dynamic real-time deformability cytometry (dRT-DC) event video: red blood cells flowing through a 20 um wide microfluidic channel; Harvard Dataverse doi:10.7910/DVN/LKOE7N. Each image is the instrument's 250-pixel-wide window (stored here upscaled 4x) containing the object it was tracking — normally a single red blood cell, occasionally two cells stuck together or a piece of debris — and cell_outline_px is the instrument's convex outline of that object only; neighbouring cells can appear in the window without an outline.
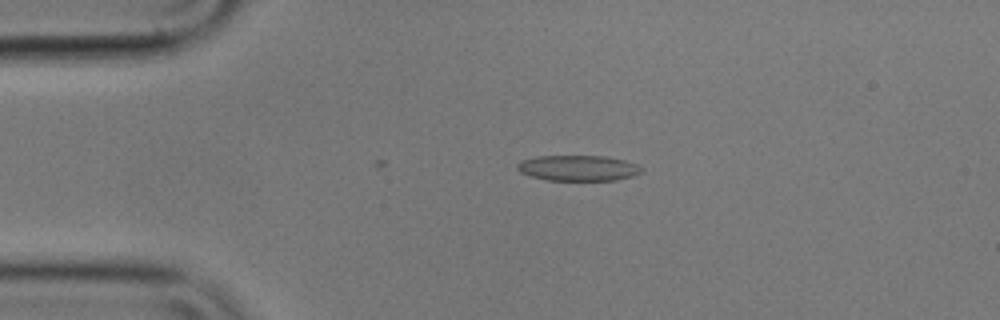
{"species": "common noctule bat (a hibernating species)", "species_latin": "Nyctalus noctula", "temperature_condition": "cold", "stored_images_in_passage": 15, "camera_frame_rate_fps": 3000, "um_per_image_px": 0.085, "animal": {"sex": "male", "body_mass_g": 17.9}, "frame": {"image": 1, "passage_image": 1, "time_ms": 0.0, "image_size_px": [1000, 320], "cell_outline_px": [[644, 172], [632, 176], [616, 180], [548, 180], [532, 176], [520, 172], [516, 168], [516, 164], [520, 160], [536, 156], [604, 156], [624, 160], [636, 164], [644, 168]], "centroid_in_image_um": [49.15, 14.28], "position_along_channel_um": 35.9, "area_um2": 18.61}}
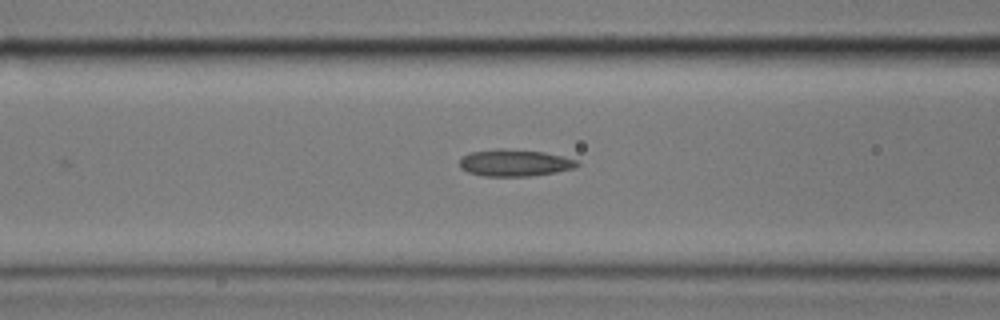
{"frame": {"image": 2, "passage_image": 11, "time_ms": 3.333, "image_size_px": [1000, 320], "cell_outline_px": [[580, 164], [576, 168], [556, 172], [528, 176], [484, 176], [468, 172], [460, 168], [460, 156], [468, 152], [496, 148], [504, 148], [544, 152], [564, 156], [580, 160]], "centroid_in_image_um": [43.75, 13.82], "position_along_channel_um": 122.8, "area_um2": 18.79}}
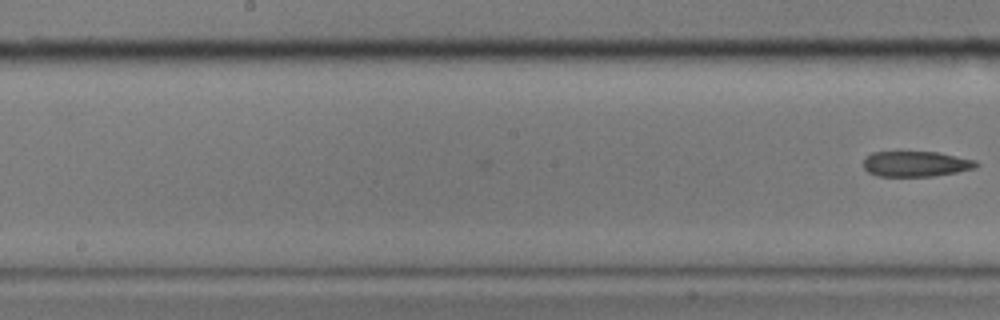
{"frame": {"image": 3, "passage_image": 15, "time_ms": 4.667, "image_size_px": [1000, 320], "cell_outline_px": [[980, 164], [976, 168], [956, 172], [932, 176], [876, 176], [868, 172], [864, 168], [864, 160], [872, 152], [936, 152], [976, 160]], "centroid_in_image_um": [77.86, 13.93], "position_along_channel_um": 170.3, "area_um2": 16.65}}